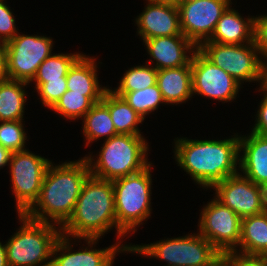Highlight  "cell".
<instances>
[{
	"instance_id": "6da1fadb",
	"label": "cell",
	"mask_w": 267,
	"mask_h": 266,
	"mask_svg": "<svg viewBox=\"0 0 267 266\" xmlns=\"http://www.w3.org/2000/svg\"><path fill=\"white\" fill-rule=\"evenodd\" d=\"M175 139L176 164L203 189H210L239 173V135L236 133L223 140Z\"/></svg>"
},
{
	"instance_id": "7a4b0ae2",
	"label": "cell",
	"mask_w": 267,
	"mask_h": 266,
	"mask_svg": "<svg viewBox=\"0 0 267 266\" xmlns=\"http://www.w3.org/2000/svg\"><path fill=\"white\" fill-rule=\"evenodd\" d=\"M89 175L90 168L85 157L55 166L51 162L38 199L24 214L33 220L62 227L73 214L83 183Z\"/></svg>"
},
{
	"instance_id": "3957f363",
	"label": "cell",
	"mask_w": 267,
	"mask_h": 266,
	"mask_svg": "<svg viewBox=\"0 0 267 266\" xmlns=\"http://www.w3.org/2000/svg\"><path fill=\"white\" fill-rule=\"evenodd\" d=\"M113 227L117 231V244L130 252L132 244L123 245L122 241H118L126 235L117 230L112 181L89 175L83 183L73 214L61 227V233L77 241L99 239Z\"/></svg>"
},
{
	"instance_id": "277c9868",
	"label": "cell",
	"mask_w": 267,
	"mask_h": 266,
	"mask_svg": "<svg viewBox=\"0 0 267 266\" xmlns=\"http://www.w3.org/2000/svg\"><path fill=\"white\" fill-rule=\"evenodd\" d=\"M149 149L143 135L117 134L105 140L96 161L92 153L85 159L90 175L113 181L147 168L151 164L147 159Z\"/></svg>"
},
{
	"instance_id": "5b68a950",
	"label": "cell",
	"mask_w": 267,
	"mask_h": 266,
	"mask_svg": "<svg viewBox=\"0 0 267 266\" xmlns=\"http://www.w3.org/2000/svg\"><path fill=\"white\" fill-rule=\"evenodd\" d=\"M21 227L6 241L9 266H51L55 243L61 227L18 214Z\"/></svg>"
},
{
	"instance_id": "8992f818",
	"label": "cell",
	"mask_w": 267,
	"mask_h": 266,
	"mask_svg": "<svg viewBox=\"0 0 267 266\" xmlns=\"http://www.w3.org/2000/svg\"><path fill=\"white\" fill-rule=\"evenodd\" d=\"M152 163L144 170L112 181L117 230L124 235L136 232L151 217ZM137 227V228H136Z\"/></svg>"
},
{
	"instance_id": "52a82bcc",
	"label": "cell",
	"mask_w": 267,
	"mask_h": 266,
	"mask_svg": "<svg viewBox=\"0 0 267 266\" xmlns=\"http://www.w3.org/2000/svg\"><path fill=\"white\" fill-rule=\"evenodd\" d=\"M131 253L166 261L167 266H221L222 254L199 233L132 245Z\"/></svg>"
},
{
	"instance_id": "ba28073f",
	"label": "cell",
	"mask_w": 267,
	"mask_h": 266,
	"mask_svg": "<svg viewBox=\"0 0 267 266\" xmlns=\"http://www.w3.org/2000/svg\"><path fill=\"white\" fill-rule=\"evenodd\" d=\"M198 50L241 85L244 82L261 83L262 57L255 41L241 45L202 42Z\"/></svg>"
},
{
	"instance_id": "9c48e42d",
	"label": "cell",
	"mask_w": 267,
	"mask_h": 266,
	"mask_svg": "<svg viewBox=\"0 0 267 266\" xmlns=\"http://www.w3.org/2000/svg\"><path fill=\"white\" fill-rule=\"evenodd\" d=\"M51 162L28 149L11 153L8 166L17 214H24L38 199L42 181Z\"/></svg>"
},
{
	"instance_id": "30bf717a",
	"label": "cell",
	"mask_w": 267,
	"mask_h": 266,
	"mask_svg": "<svg viewBox=\"0 0 267 266\" xmlns=\"http://www.w3.org/2000/svg\"><path fill=\"white\" fill-rule=\"evenodd\" d=\"M6 44L7 78L32 82L40 64L53 51V40L41 35H25L18 33Z\"/></svg>"
},
{
	"instance_id": "8fae6325",
	"label": "cell",
	"mask_w": 267,
	"mask_h": 266,
	"mask_svg": "<svg viewBox=\"0 0 267 266\" xmlns=\"http://www.w3.org/2000/svg\"><path fill=\"white\" fill-rule=\"evenodd\" d=\"M202 208L198 233L221 254L238 248L242 218L215 197Z\"/></svg>"
},
{
	"instance_id": "7c38bea8",
	"label": "cell",
	"mask_w": 267,
	"mask_h": 266,
	"mask_svg": "<svg viewBox=\"0 0 267 266\" xmlns=\"http://www.w3.org/2000/svg\"><path fill=\"white\" fill-rule=\"evenodd\" d=\"M215 198L240 218L257 215L267 209V189L253 183L240 172L214 185Z\"/></svg>"
},
{
	"instance_id": "4fadbf2b",
	"label": "cell",
	"mask_w": 267,
	"mask_h": 266,
	"mask_svg": "<svg viewBox=\"0 0 267 266\" xmlns=\"http://www.w3.org/2000/svg\"><path fill=\"white\" fill-rule=\"evenodd\" d=\"M192 94L222 103L236 100L241 88L233 77L209 61L198 49L191 60Z\"/></svg>"
},
{
	"instance_id": "5bb4252c",
	"label": "cell",
	"mask_w": 267,
	"mask_h": 266,
	"mask_svg": "<svg viewBox=\"0 0 267 266\" xmlns=\"http://www.w3.org/2000/svg\"><path fill=\"white\" fill-rule=\"evenodd\" d=\"M231 0H194L178 5L182 34L197 47L213 34Z\"/></svg>"
},
{
	"instance_id": "9a60e30c",
	"label": "cell",
	"mask_w": 267,
	"mask_h": 266,
	"mask_svg": "<svg viewBox=\"0 0 267 266\" xmlns=\"http://www.w3.org/2000/svg\"><path fill=\"white\" fill-rule=\"evenodd\" d=\"M71 240L72 238L64 235L58 238L53 248L51 266H113L116 255L128 253L120 244L93 249L99 239L90 238L82 239L86 241V247L73 252Z\"/></svg>"
},
{
	"instance_id": "2e32d148",
	"label": "cell",
	"mask_w": 267,
	"mask_h": 266,
	"mask_svg": "<svg viewBox=\"0 0 267 266\" xmlns=\"http://www.w3.org/2000/svg\"><path fill=\"white\" fill-rule=\"evenodd\" d=\"M143 43H145L147 53L151 57L147 64H154L155 61L153 67L157 70L190 65L193 54L198 49L184 35L150 38L144 40Z\"/></svg>"
},
{
	"instance_id": "e0dca14e",
	"label": "cell",
	"mask_w": 267,
	"mask_h": 266,
	"mask_svg": "<svg viewBox=\"0 0 267 266\" xmlns=\"http://www.w3.org/2000/svg\"><path fill=\"white\" fill-rule=\"evenodd\" d=\"M146 1L148 4L135 19L137 34L143 41L162 36L183 35L178 6Z\"/></svg>"
},
{
	"instance_id": "ac0fdd59",
	"label": "cell",
	"mask_w": 267,
	"mask_h": 266,
	"mask_svg": "<svg viewBox=\"0 0 267 266\" xmlns=\"http://www.w3.org/2000/svg\"><path fill=\"white\" fill-rule=\"evenodd\" d=\"M239 152L240 173L267 189V136L239 135Z\"/></svg>"
},
{
	"instance_id": "d6986e66",
	"label": "cell",
	"mask_w": 267,
	"mask_h": 266,
	"mask_svg": "<svg viewBox=\"0 0 267 266\" xmlns=\"http://www.w3.org/2000/svg\"><path fill=\"white\" fill-rule=\"evenodd\" d=\"M254 29L255 17L244 18L230 5L218 20L212 36L204 42L247 44L254 41Z\"/></svg>"
},
{
	"instance_id": "ffe728a7",
	"label": "cell",
	"mask_w": 267,
	"mask_h": 266,
	"mask_svg": "<svg viewBox=\"0 0 267 266\" xmlns=\"http://www.w3.org/2000/svg\"><path fill=\"white\" fill-rule=\"evenodd\" d=\"M166 104H183L192 94L191 64L158 70L156 81Z\"/></svg>"
},
{
	"instance_id": "44dd1931",
	"label": "cell",
	"mask_w": 267,
	"mask_h": 266,
	"mask_svg": "<svg viewBox=\"0 0 267 266\" xmlns=\"http://www.w3.org/2000/svg\"><path fill=\"white\" fill-rule=\"evenodd\" d=\"M97 68L96 58L82 54L68 71L67 90L71 93H105L109 87L100 85Z\"/></svg>"
},
{
	"instance_id": "7402d4cb",
	"label": "cell",
	"mask_w": 267,
	"mask_h": 266,
	"mask_svg": "<svg viewBox=\"0 0 267 266\" xmlns=\"http://www.w3.org/2000/svg\"><path fill=\"white\" fill-rule=\"evenodd\" d=\"M238 247L234 251L247 255L262 256L266 252L267 209L260 214L242 218L241 237Z\"/></svg>"
},
{
	"instance_id": "603a6c76",
	"label": "cell",
	"mask_w": 267,
	"mask_h": 266,
	"mask_svg": "<svg viewBox=\"0 0 267 266\" xmlns=\"http://www.w3.org/2000/svg\"><path fill=\"white\" fill-rule=\"evenodd\" d=\"M108 109L118 134L141 135L138 125L144 121L125 100L110 88L101 101Z\"/></svg>"
},
{
	"instance_id": "cb8c5ba5",
	"label": "cell",
	"mask_w": 267,
	"mask_h": 266,
	"mask_svg": "<svg viewBox=\"0 0 267 266\" xmlns=\"http://www.w3.org/2000/svg\"><path fill=\"white\" fill-rule=\"evenodd\" d=\"M27 85L26 82L8 78L0 81V121L24 120Z\"/></svg>"
},
{
	"instance_id": "d4e9b609",
	"label": "cell",
	"mask_w": 267,
	"mask_h": 266,
	"mask_svg": "<svg viewBox=\"0 0 267 266\" xmlns=\"http://www.w3.org/2000/svg\"><path fill=\"white\" fill-rule=\"evenodd\" d=\"M83 118L82 132L86 139L85 146H89L90 143L100 140L102 137H105L104 140H106L118 134L109 109L101 101L95 103Z\"/></svg>"
},
{
	"instance_id": "484cf974",
	"label": "cell",
	"mask_w": 267,
	"mask_h": 266,
	"mask_svg": "<svg viewBox=\"0 0 267 266\" xmlns=\"http://www.w3.org/2000/svg\"><path fill=\"white\" fill-rule=\"evenodd\" d=\"M104 93H71L67 90L50 109L67 120L83 119L91 107L102 101Z\"/></svg>"
},
{
	"instance_id": "4316f807",
	"label": "cell",
	"mask_w": 267,
	"mask_h": 266,
	"mask_svg": "<svg viewBox=\"0 0 267 266\" xmlns=\"http://www.w3.org/2000/svg\"><path fill=\"white\" fill-rule=\"evenodd\" d=\"M157 73L158 70L147 63L131 67L120 79L119 86L111 90L122 97L127 92L145 89L156 84Z\"/></svg>"
},
{
	"instance_id": "83f0119b",
	"label": "cell",
	"mask_w": 267,
	"mask_h": 266,
	"mask_svg": "<svg viewBox=\"0 0 267 266\" xmlns=\"http://www.w3.org/2000/svg\"><path fill=\"white\" fill-rule=\"evenodd\" d=\"M83 53H53L39 66L32 82H47L48 80H61L66 77L70 67Z\"/></svg>"
},
{
	"instance_id": "f1b7e54d",
	"label": "cell",
	"mask_w": 267,
	"mask_h": 266,
	"mask_svg": "<svg viewBox=\"0 0 267 266\" xmlns=\"http://www.w3.org/2000/svg\"><path fill=\"white\" fill-rule=\"evenodd\" d=\"M122 97L144 120L158 109L159 104L166 105L157 83L145 89L127 92Z\"/></svg>"
},
{
	"instance_id": "f546056e",
	"label": "cell",
	"mask_w": 267,
	"mask_h": 266,
	"mask_svg": "<svg viewBox=\"0 0 267 266\" xmlns=\"http://www.w3.org/2000/svg\"><path fill=\"white\" fill-rule=\"evenodd\" d=\"M23 120L0 121V145L11 153L26 150Z\"/></svg>"
},
{
	"instance_id": "4dcf8cb0",
	"label": "cell",
	"mask_w": 267,
	"mask_h": 266,
	"mask_svg": "<svg viewBox=\"0 0 267 266\" xmlns=\"http://www.w3.org/2000/svg\"><path fill=\"white\" fill-rule=\"evenodd\" d=\"M40 99L46 108L51 109L60 97L67 91L66 77H61V80H48L47 82H35Z\"/></svg>"
},
{
	"instance_id": "1f68e13d",
	"label": "cell",
	"mask_w": 267,
	"mask_h": 266,
	"mask_svg": "<svg viewBox=\"0 0 267 266\" xmlns=\"http://www.w3.org/2000/svg\"><path fill=\"white\" fill-rule=\"evenodd\" d=\"M6 0H0V42L6 43L13 39L19 32L15 24L14 13L7 6Z\"/></svg>"
},
{
	"instance_id": "d6a6232c",
	"label": "cell",
	"mask_w": 267,
	"mask_h": 266,
	"mask_svg": "<svg viewBox=\"0 0 267 266\" xmlns=\"http://www.w3.org/2000/svg\"><path fill=\"white\" fill-rule=\"evenodd\" d=\"M221 266H267V261L263 256L229 251L222 254Z\"/></svg>"
},
{
	"instance_id": "836d02e7",
	"label": "cell",
	"mask_w": 267,
	"mask_h": 266,
	"mask_svg": "<svg viewBox=\"0 0 267 266\" xmlns=\"http://www.w3.org/2000/svg\"><path fill=\"white\" fill-rule=\"evenodd\" d=\"M254 41L260 56L267 55V14L255 17Z\"/></svg>"
},
{
	"instance_id": "e575fe53",
	"label": "cell",
	"mask_w": 267,
	"mask_h": 266,
	"mask_svg": "<svg viewBox=\"0 0 267 266\" xmlns=\"http://www.w3.org/2000/svg\"><path fill=\"white\" fill-rule=\"evenodd\" d=\"M262 93L264 97L260 102L256 115H254L256 120L250 132L267 136V92L263 91Z\"/></svg>"
},
{
	"instance_id": "d590c367",
	"label": "cell",
	"mask_w": 267,
	"mask_h": 266,
	"mask_svg": "<svg viewBox=\"0 0 267 266\" xmlns=\"http://www.w3.org/2000/svg\"><path fill=\"white\" fill-rule=\"evenodd\" d=\"M7 79L6 44L0 42V81Z\"/></svg>"
},
{
	"instance_id": "8d00e7d4",
	"label": "cell",
	"mask_w": 267,
	"mask_h": 266,
	"mask_svg": "<svg viewBox=\"0 0 267 266\" xmlns=\"http://www.w3.org/2000/svg\"><path fill=\"white\" fill-rule=\"evenodd\" d=\"M265 61H264V60ZM261 83L259 90L267 92V55L262 57Z\"/></svg>"
},
{
	"instance_id": "74e56055",
	"label": "cell",
	"mask_w": 267,
	"mask_h": 266,
	"mask_svg": "<svg viewBox=\"0 0 267 266\" xmlns=\"http://www.w3.org/2000/svg\"><path fill=\"white\" fill-rule=\"evenodd\" d=\"M11 152L0 145V169L4 166L9 165Z\"/></svg>"
},
{
	"instance_id": "f35d334b",
	"label": "cell",
	"mask_w": 267,
	"mask_h": 266,
	"mask_svg": "<svg viewBox=\"0 0 267 266\" xmlns=\"http://www.w3.org/2000/svg\"><path fill=\"white\" fill-rule=\"evenodd\" d=\"M0 266H9L7 261L6 246L0 242Z\"/></svg>"
},
{
	"instance_id": "ab89813d",
	"label": "cell",
	"mask_w": 267,
	"mask_h": 266,
	"mask_svg": "<svg viewBox=\"0 0 267 266\" xmlns=\"http://www.w3.org/2000/svg\"><path fill=\"white\" fill-rule=\"evenodd\" d=\"M153 2H158V3H165V4H171L178 6L181 3V0H150Z\"/></svg>"
},
{
	"instance_id": "60d3db41",
	"label": "cell",
	"mask_w": 267,
	"mask_h": 266,
	"mask_svg": "<svg viewBox=\"0 0 267 266\" xmlns=\"http://www.w3.org/2000/svg\"><path fill=\"white\" fill-rule=\"evenodd\" d=\"M264 258H265V260L267 261V250H266V252L262 255Z\"/></svg>"
},
{
	"instance_id": "b9f144b4",
	"label": "cell",
	"mask_w": 267,
	"mask_h": 266,
	"mask_svg": "<svg viewBox=\"0 0 267 266\" xmlns=\"http://www.w3.org/2000/svg\"><path fill=\"white\" fill-rule=\"evenodd\" d=\"M190 1H194V0H181V3H183V2H190Z\"/></svg>"
}]
</instances>
